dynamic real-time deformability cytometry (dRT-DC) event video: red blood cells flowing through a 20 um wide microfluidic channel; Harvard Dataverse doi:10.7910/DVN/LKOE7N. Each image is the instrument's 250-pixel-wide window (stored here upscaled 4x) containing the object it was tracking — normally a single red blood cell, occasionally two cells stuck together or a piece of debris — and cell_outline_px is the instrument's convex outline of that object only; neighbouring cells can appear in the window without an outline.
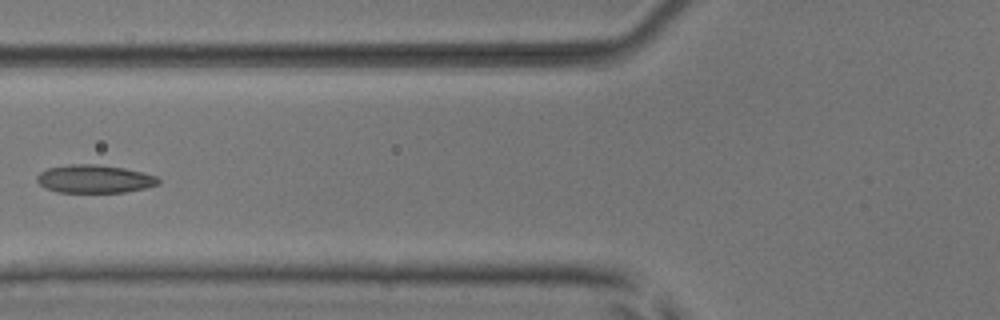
{"species": "common noctule bat (a hibernating species)", "species_latin": "Nyctalus noctula", "temperature_condition": "room temperature", "stored_images_in_passage": 5, "camera_frame_rate_fps": 3000, "um_per_image_px": 0.085, "animal": {"sex": "male", "body_mass_g": 17.9, "forearm_length_mm": 54.2}, "frame": {"image": 1, "passage_image": 5, "time_ms": 1.333, "image_size_px": [1000, 320], "cell_outline_px": [[160, 184], [144, 188], [124, 192], [56, 192], [44, 188], [36, 180], [36, 176], [40, 172], [48, 168], [68, 164], [96, 164], [124, 168], [156, 176], [160, 180]], "centroid_in_image_um": [7.99, 15.21], "position_along_channel_um": 117.8, "area_um2": 19.88}}